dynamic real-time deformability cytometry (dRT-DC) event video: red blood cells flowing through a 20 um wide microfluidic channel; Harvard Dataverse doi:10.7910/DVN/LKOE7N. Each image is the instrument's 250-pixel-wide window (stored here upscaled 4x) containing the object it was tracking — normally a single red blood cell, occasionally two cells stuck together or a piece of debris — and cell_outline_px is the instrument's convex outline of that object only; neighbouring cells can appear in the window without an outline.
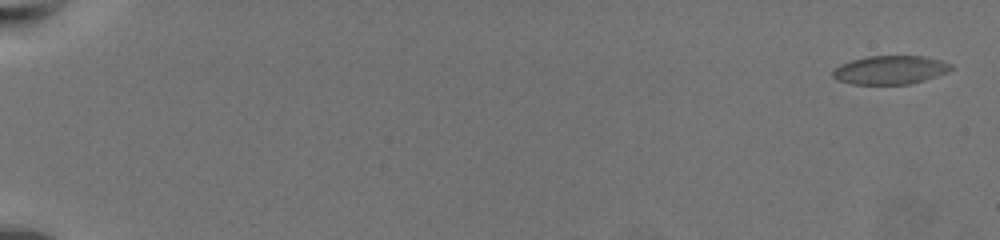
{"species": "common noctule bat (a hibernating species)", "species_latin": "Nyctalus noctula", "temperature_condition": "warm", "stored_images_in_passage": 64, "camera_frame_rate_fps": 3000, "um_per_image_px": 0.085, "animal": {"sex": "female", "body_mass_g": 19.5, "forearm_length_mm": 54.1}, "frame": {"image": 1, "passage_image": 2, "time_ms": 0.333, "image_size_px": [1000, 240], "cell_outline_px": [[952, 68], [936, 76], [924, 80], [908, 84], [852, 84], [836, 80], [832, 76], [832, 72], [840, 64], [852, 60], [868, 56], [924, 56], [940, 60], [952, 64]], "centroid_in_image_um": [75.63, 5.94], "position_along_channel_um": 9.4, "area_um2": 19.54}}
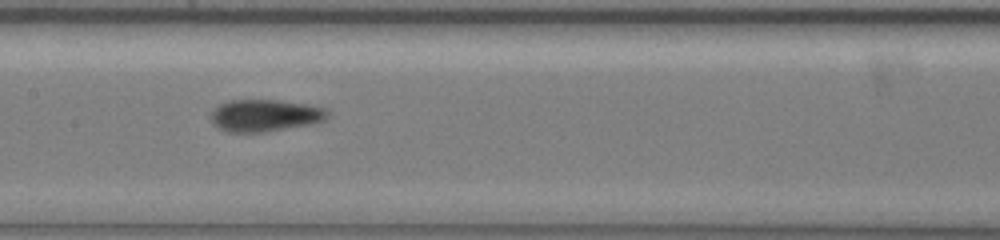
{"frame": {"image": 2, "passage_image": 36, "time_ms": 11.667, "image_size_px": [1000, 240], "cell_outline_px": [[328, 116], [324, 120], [308, 124], [260, 132], [228, 132], [212, 124], [212, 108], [228, 100], [280, 100], [308, 104], [324, 108], [328, 112]], "centroid_in_image_um": [22.48, 9.79], "position_along_channel_um": 184.9, "area_um2": 21.56}}
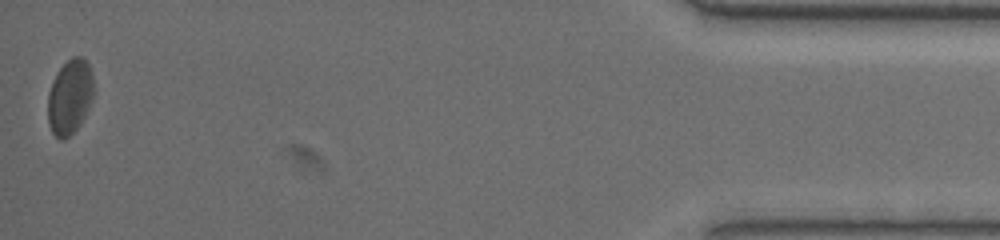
{"frame": {"image": 3, "passage_image": 64, "time_ms": 21.0, "image_size_px": [1000, 240], "cell_outline_px": [[92, 96], [84, 116], [76, 128], [64, 140], [60, 140], [52, 132], [48, 124], [48, 92], [52, 80], [60, 68], [72, 56], [84, 56], [88, 64], [92, 76]], "centroid_in_image_um": [5.9, 8.21], "position_along_channel_um": 429.3, "area_um2": 19.65}, "authors_computed_cell_mechanics": {"area_um2": 19.8543, "velocity_mm_per_s": 3.4333, "shape_relaxation_time_tau1_ms": 3.4395, "shape_relaxation_time_tau2_ms": 2.7125, "deformation_change_tau1": 0.1021, "deformation_change_tau2": 0.0612}}